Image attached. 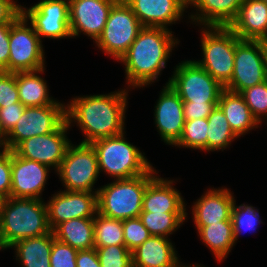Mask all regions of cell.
I'll return each instance as SVG.
<instances>
[{
    "label": "cell",
    "mask_w": 267,
    "mask_h": 267,
    "mask_svg": "<svg viewBox=\"0 0 267 267\" xmlns=\"http://www.w3.org/2000/svg\"><path fill=\"white\" fill-rule=\"evenodd\" d=\"M174 180L156 176L147 184L143 196L142 212H186V205Z\"/></svg>",
    "instance_id": "23"
},
{
    "label": "cell",
    "mask_w": 267,
    "mask_h": 267,
    "mask_svg": "<svg viewBox=\"0 0 267 267\" xmlns=\"http://www.w3.org/2000/svg\"><path fill=\"white\" fill-rule=\"evenodd\" d=\"M122 227L125 246L130 252L151 236L139 217L122 220Z\"/></svg>",
    "instance_id": "37"
},
{
    "label": "cell",
    "mask_w": 267,
    "mask_h": 267,
    "mask_svg": "<svg viewBox=\"0 0 267 267\" xmlns=\"http://www.w3.org/2000/svg\"><path fill=\"white\" fill-rule=\"evenodd\" d=\"M25 106L21 103H14L6 107H0V133L4 138L11 132L21 115L25 111Z\"/></svg>",
    "instance_id": "40"
},
{
    "label": "cell",
    "mask_w": 267,
    "mask_h": 267,
    "mask_svg": "<svg viewBox=\"0 0 267 267\" xmlns=\"http://www.w3.org/2000/svg\"><path fill=\"white\" fill-rule=\"evenodd\" d=\"M77 252V249L55 239L50 253V266L76 267Z\"/></svg>",
    "instance_id": "38"
},
{
    "label": "cell",
    "mask_w": 267,
    "mask_h": 267,
    "mask_svg": "<svg viewBox=\"0 0 267 267\" xmlns=\"http://www.w3.org/2000/svg\"><path fill=\"white\" fill-rule=\"evenodd\" d=\"M183 102H219L224 87L196 60L181 61L168 82Z\"/></svg>",
    "instance_id": "8"
},
{
    "label": "cell",
    "mask_w": 267,
    "mask_h": 267,
    "mask_svg": "<svg viewBox=\"0 0 267 267\" xmlns=\"http://www.w3.org/2000/svg\"><path fill=\"white\" fill-rule=\"evenodd\" d=\"M66 121V104L26 107L19 121L5 137V148L13 151L22 141L56 131Z\"/></svg>",
    "instance_id": "12"
},
{
    "label": "cell",
    "mask_w": 267,
    "mask_h": 267,
    "mask_svg": "<svg viewBox=\"0 0 267 267\" xmlns=\"http://www.w3.org/2000/svg\"><path fill=\"white\" fill-rule=\"evenodd\" d=\"M101 267H133L132 252L125 245L94 247Z\"/></svg>",
    "instance_id": "36"
},
{
    "label": "cell",
    "mask_w": 267,
    "mask_h": 267,
    "mask_svg": "<svg viewBox=\"0 0 267 267\" xmlns=\"http://www.w3.org/2000/svg\"><path fill=\"white\" fill-rule=\"evenodd\" d=\"M143 28L131 7L118 0L111 8L102 34L95 41L105 54L119 61Z\"/></svg>",
    "instance_id": "7"
},
{
    "label": "cell",
    "mask_w": 267,
    "mask_h": 267,
    "mask_svg": "<svg viewBox=\"0 0 267 267\" xmlns=\"http://www.w3.org/2000/svg\"><path fill=\"white\" fill-rule=\"evenodd\" d=\"M208 121L207 152L227 149L231 142L238 137L230 128L224 112L219 106L211 112Z\"/></svg>",
    "instance_id": "30"
},
{
    "label": "cell",
    "mask_w": 267,
    "mask_h": 267,
    "mask_svg": "<svg viewBox=\"0 0 267 267\" xmlns=\"http://www.w3.org/2000/svg\"><path fill=\"white\" fill-rule=\"evenodd\" d=\"M143 27H164L183 19L188 0H124Z\"/></svg>",
    "instance_id": "19"
},
{
    "label": "cell",
    "mask_w": 267,
    "mask_h": 267,
    "mask_svg": "<svg viewBox=\"0 0 267 267\" xmlns=\"http://www.w3.org/2000/svg\"><path fill=\"white\" fill-rule=\"evenodd\" d=\"M56 173L64 190L97 192L99 189H94L100 172L96 152L90 143H71Z\"/></svg>",
    "instance_id": "9"
},
{
    "label": "cell",
    "mask_w": 267,
    "mask_h": 267,
    "mask_svg": "<svg viewBox=\"0 0 267 267\" xmlns=\"http://www.w3.org/2000/svg\"><path fill=\"white\" fill-rule=\"evenodd\" d=\"M55 240L54 234L50 233L17 241L9 247L15 250L16 260L21 267H51L50 253L52 243Z\"/></svg>",
    "instance_id": "26"
},
{
    "label": "cell",
    "mask_w": 267,
    "mask_h": 267,
    "mask_svg": "<svg viewBox=\"0 0 267 267\" xmlns=\"http://www.w3.org/2000/svg\"><path fill=\"white\" fill-rule=\"evenodd\" d=\"M187 215V212H141L139 218L151 235L168 238L184 224Z\"/></svg>",
    "instance_id": "31"
},
{
    "label": "cell",
    "mask_w": 267,
    "mask_h": 267,
    "mask_svg": "<svg viewBox=\"0 0 267 267\" xmlns=\"http://www.w3.org/2000/svg\"><path fill=\"white\" fill-rule=\"evenodd\" d=\"M240 95L245 100L260 126L263 119L267 121V81L246 88L240 92Z\"/></svg>",
    "instance_id": "35"
},
{
    "label": "cell",
    "mask_w": 267,
    "mask_h": 267,
    "mask_svg": "<svg viewBox=\"0 0 267 267\" xmlns=\"http://www.w3.org/2000/svg\"><path fill=\"white\" fill-rule=\"evenodd\" d=\"M14 0H0V24L14 23L22 15V5Z\"/></svg>",
    "instance_id": "43"
},
{
    "label": "cell",
    "mask_w": 267,
    "mask_h": 267,
    "mask_svg": "<svg viewBox=\"0 0 267 267\" xmlns=\"http://www.w3.org/2000/svg\"><path fill=\"white\" fill-rule=\"evenodd\" d=\"M52 230L47 204L43 199L13 198L2 200L0 207V250L17 241L40 237Z\"/></svg>",
    "instance_id": "3"
},
{
    "label": "cell",
    "mask_w": 267,
    "mask_h": 267,
    "mask_svg": "<svg viewBox=\"0 0 267 267\" xmlns=\"http://www.w3.org/2000/svg\"><path fill=\"white\" fill-rule=\"evenodd\" d=\"M11 191V151L7 148L0 151V198L10 197Z\"/></svg>",
    "instance_id": "41"
},
{
    "label": "cell",
    "mask_w": 267,
    "mask_h": 267,
    "mask_svg": "<svg viewBox=\"0 0 267 267\" xmlns=\"http://www.w3.org/2000/svg\"><path fill=\"white\" fill-rule=\"evenodd\" d=\"M133 267H180V259L170 238L151 235L132 251Z\"/></svg>",
    "instance_id": "24"
},
{
    "label": "cell",
    "mask_w": 267,
    "mask_h": 267,
    "mask_svg": "<svg viewBox=\"0 0 267 267\" xmlns=\"http://www.w3.org/2000/svg\"><path fill=\"white\" fill-rule=\"evenodd\" d=\"M56 240L77 250L94 248V218H75L58 224L52 230Z\"/></svg>",
    "instance_id": "28"
},
{
    "label": "cell",
    "mask_w": 267,
    "mask_h": 267,
    "mask_svg": "<svg viewBox=\"0 0 267 267\" xmlns=\"http://www.w3.org/2000/svg\"><path fill=\"white\" fill-rule=\"evenodd\" d=\"M203 58L196 62L225 87L234 70L236 43L240 38L229 27H202Z\"/></svg>",
    "instance_id": "6"
},
{
    "label": "cell",
    "mask_w": 267,
    "mask_h": 267,
    "mask_svg": "<svg viewBox=\"0 0 267 267\" xmlns=\"http://www.w3.org/2000/svg\"><path fill=\"white\" fill-rule=\"evenodd\" d=\"M125 245L122 220L96 213L94 217V246Z\"/></svg>",
    "instance_id": "32"
},
{
    "label": "cell",
    "mask_w": 267,
    "mask_h": 267,
    "mask_svg": "<svg viewBox=\"0 0 267 267\" xmlns=\"http://www.w3.org/2000/svg\"><path fill=\"white\" fill-rule=\"evenodd\" d=\"M207 118L185 121L182 134L174 144L176 147L189 148L194 150L207 151Z\"/></svg>",
    "instance_id": "33"
},
{
    "label": "cell",
    "mask_w": 267,
    "mask_h": 267,
    "mask_svg": "<svg viewBox=\"0 0 267 267\" xmlns=\"http://www.w3.org/2000/svg\"><path fill=\"white\" fill-rule=\"evenodd\" d=\"M169 28L143 27L128 51L120 58L129 88H143L156 82L174 47L180 40Z\"/></svg>",
    "instance_id": "2"
},
{
    "label": "cell",
    "mask_w": 267,
    "mask_h": 267,
    "mask_svg": "<svg viewBox=\"0 0 267 267\" xmlns=\"http://www.w3.org/2000/svg\"><path fill=\"white\" fill-rule=\"evenodd\" d=\"M125 134L123 132L90 143L97 155L99 172L104 171L115 180L134 178L148 173L153 168L145 153L127 142Z\"/></svg>",
    "instance_id": "4"
},
{
    "label": "cell",
    "mask_w": 267,
    "mask_h": 267,
    "mask_svg": "<svg viewBox=\"0 0 267 267\" xmlns=\"http://www.w3.org/2000/svg\"><path fill=\"white\" fill-rule=\"evenodd\" d=\"M5 149V138L4 136L0 133V150Z\"/></svg>",
    "instance_id": "46"
},
{
    "label": "cell",
    "mask_w": 267,
    "mask_h": 267,
    "mask_svg": "<svg viewBox=\"0 0 267 267\" xmlns=\"http://www.w3.org/2000/svg\"><path fill=\"white\" fill-rule=\"evenodd\" d=\"M70 127L66 120L56 131L28 138L13 151L20 157L39 162L57 172L72 143L66 135Z\"/></svg>",
    "instance_id": "14"
},
{
    "label": "cell",
    "mask_w": 267,
    "mask_h": 267,
    "mask_svg": "<svg viewBox=\"0 0 267 267\" xmlns=\"http://www.w3.org/2000/svg\"><path fill=\"white\" fill-rule=\"evenodd\" d=\"M118 0H69L72 38L83 33L95 42L102 34L112 6Z\"/></svg>",
    "instance_id": "15"
},
{
    "label": "cell",
    "mask_w": 267,
    "mask_h": 267,
    "mask_svg": "<svg viewBox=\"0 0 267 267\" xmlns=\"http://www.w3.org/2000/svg\"><path fill=\"white\" fill-rule=\"evenodd\" d=\"M46 204L48 223L53 230L67 220L94 218L97 213V192L60 190Z\"/></svg>",
    "instance_id": "16"
},
{
    "label": "cell",
    "mask_w": 267,
    "mask_h": 267,
    "mask_svg": "<svg viewBox=\"0 0 267 267\" xmlns=\"http://www.w3.org/2000/svg\"><path fill=\"white\" fill-rule=\"evenodd\" d=\"M198 236L219 262L226 259L235 246L232 221H221L203 226L198 231Z\"/></svg>",
    "instance_id": "29"
},
{
    "label": "cell",
    "mask_w": 267,
    "mask_h": 267,
    "mask_svg": "<svg viewBox=\"0 0 267 267\" xmlns=\"http://www.w3.org/2000/svg\"><path fill=\"white\" fill-rule=\"evenodd\" d=\"M180 267H205V266L204 265L201 266V264L198 265L196 263L191 265V266L190 265H186V264L184 265V263L183 264L181 263Z\"/></svg>",
    "instance_id": "47"
},
{
    "label": "cell",
    "mask_w": 267,
    "mask_h": 267,
    "mask_svg": "<svg viewBox=\"0 0 267 267\" xmlns=\"http://www.w3.org/2000/svg\"><path fill=\"white\" fill-rule=\"evenodd\" d=\"M76 267H101L96 249L78 250Z\"/></svg>",
    "instance_id": "45"
},
{
    "label": "cell",
    "mask_w": 267,
    "mask_h": 267,
    "mask_svg": "<svg viewBox=\"0 0 267 267\" xmlns=\"http://www.w3.org/2000/svg\"><path fill=\"white\" fill-rule=\"evenodd\" d=\"M158 174L155 168L130 179H119L100 187L97 191V212L101 215L125 220L139 217L147 184Z\"/></svg>",
    "instance_id": "5"
},
{
    "label": "cell",
    "mask_w": 267,
    "mask_h": 267,
    "mask_svg": "<svg viewBox=\"0 0 267 267\" xmlns=\"http://www.w3.org/2000/svg\"><path fill=\"white\" fill-rule=\"evenodd\" d=\"M218 106V102H183L185 121L208 118L211 112Z\"/></svg>",
    "instance_id": "42"
},
{
    "label": "cell",
    "mask_w": 267,
    "mask_h": 267,
    "mask_svg": "<svg viewBox=\"0 0 267 267\" xmlns=\"http://www.w3.org/2000/svg\"><path fill=\"white\" fill-rule=\"evenodd\" d=\"M229 28L242 40L267 42V3L262 0H243Z\"/></svg>",
    "instance_id": "21"
},
{
    "label": "cell",
    "mask_w": 267,
    "mask_h": 267,
    "mask_svg": "<svg viewBox=\"0 0 267 267\" xmlns=\"http://www.w3.org/2000/svg\"><path fill=\"white\" fill-rule=\"evenodd\" d=\"M266 72H267V62H266ZM266 81H267V73H266Z\"/></svg>",
    "instance_id": "48"
},
{
    "label": "cell",
    "mask_w": 267,
    "mask_h": 267,
    "mask_svg": "<svg viewBox=\"0 0 267 267\" xmlns=\"http://www.w3.org/2000/svg\"><path fill=\"white\" fill-rule=\"evenodd\" d=\"M242 3L243 0H188V8L190 5V8L194 6L196 10L188 17L197 26L229 27Z\"/></svg>",
    "instance_id": "22"
},
{
    "label": "cell",
    "mask_w": 267,
    "mask_h": 267,
    "mask_svg": "<svg viewBox=\"0 0 267 267\" xmlns=\"http://www.w3.org/2000/svg\"><path fill=\"white\" fill-rule=\"evenodd\" d=\"M45 69L16 73L19 99L25 107L46 106L57 102L49 95L47 81L39 75Z\"/></svg>",
    "instance_id": "27"
},
{
    "label": "cell",
    "mask_w": 267,
    "mask_h": 267,
    "mask_svg": "<svg viewBox=\"0 0 267 267\" xmlns=\"http://www.w3.org/2000/svg\"><path fill=\"white\" fill-rule=\"evenodd\" d=\"M50 168L11 151V191L13 198L42 199Z\"/></svg>",
    "instance_id": "17"
},
{
    "label": "cell",
    "mask_w": 267,
    "mask_h": 267,
    "mask_svg": "<svg viewBox=\"0 0 267 267\" xmlns=\"http://www.w3.org/2000/svg\"><path fill=\"white\" fill-rule=\"evenodd\" d=\"M267 42L242 40L236 43L234 70L224 89L240 93L266 81Z\"/></svg>",
    "instance_id": "10"
},
{
    "label": "cell",
    "mask_w": 267,
    "mask_h": 267,
    "mask_svg": "<svg viewBox=\"0 0 267 267\" xmlns=\"http://www.w3.org/2000/svg\"><path fill=\"white\" fill-rule=\"evenodd\" d=\"M218 106L224 112L230 128L238 138L260 125L240 93L224 89L220 94Z\"/></svg>",
    "instance_id": "25"
},
{
    "label": "cell",
    "mask_w": 267,
    "mask_h": 267,
    "mask_svg": "<svg viewBox=\"0 0 267 267\" xmlns=\"http://www.w3.org/2000/svg\"><path fill=\"white\" fill-rule=\"evenodd\" d=\"M259 209L254 208L253 206L243 203L239 206H236V200L233 203L231 210V219L233 223V234L234 242L238 240L239 234L242 231H256L258 228L257 225H260L262 219L259 217ZM260 219V220H259ZM244 229V230H243Z\"/></svg>",
    "instance_id": "34"
},
{
    "label": "cell",
    "mask_w": 267,
    "mask_h": 267,
    "mask_svg": "<svg viewBox=\"0 0 267 267\" xmlns=\"http://www.w3.org/2000/svg\"><path fill=\"white\" fill-rule=\"evenodd\" d=\"M128 92L120 89L108 94L75 96L66 104L68 124L76 123L85 137L81 143H92L126 132Z\"/></svg>",
    "instance_id": "1"
},
{
    "label": "cell",
    "mask_w": 267,
    "mask_h": 267,
    "mask_svg": "<svg viewBox=\"0 0 267 267\" xmlns=\"http://www.w3.org/2000/svg\"><path fill=\"white\" fill-rule=\"evenodd\" d=\"M13 23L0 24V71L8 72L10 55L9 38L10 27Z\"/></svg>",
    "instance_id": "44"
},
{
    "label": "cell",
    "mask_w": 267,
    "mask_h": 267,
    "mask_svg": "<svg viewBox=\"0 0 267 267\" xmlns=\"http://www.w3.org/2000/svg\"><path fill=\"white\" fill-rule=\"evenodd\" d=\"M154 108L157 132L165 144L173 146L185 124L183 101L169 84H165Z\"/></svg>",
    "instance_id": "18"
},
{
    "label": "cell",
    "mask_w": 267,
    "mask_h": 267,
    "mask_svg": "<svg viewBox=\"0 0 267 267\" xmlns=\"http://www.w3.org/2000/svg\"><path fill=\"white\" fill-rule=\"evenodd\" d=\"M43 48L42 41L33 26L21 15L10 27L8 72L17 73L45 68Z\"/></svg>",
    "instance_id": "11"
},
{
    "label": "cell",
    "mask_w": 267,
    "mask_h": 267,
    "mask_svg": "<svg viewBox=\"0 0 267 267\" xmlns=\"http://www.w3.org/2000/svg\"><path fill=\"white\" fill-rule=\"evenodd\" d=\"M231 190L222 187L209 188L192 205L193 221L197 232L203 227L221 221H232L231 210L234 203Z\"/></svg>",
    "instance_id": "20"
},
{
    "label": "cell",
    "mask_w": 267,
    "mask_h": 267,
    "mask_svg": "<svg viewBox=\"0 0 267 267\" xmlns=\"http://www.w3.org/2000/svg\"><path fill=\"white\" fill-rule=\"evenodd\" d=\"M22 15L42 41L72 38L69 28V0H41L30 8L22 6Z\"/></svg>",
    "instance_id": "13"
},
{
    "label": "cell",
    "mask_w": 267,
    "mask_h": 267,
    "mask_svg": "<svg viewBox=\"0 0 267 267\" xmlns=\"http://www.w3.org/2000/svg\"><path fill=\"white\" fill-rule=\"evenodd\" d=\"M20 102L16 73L0 71V107Z\"/></svg>",
    "instance_id": "39"
}]
</instances>
